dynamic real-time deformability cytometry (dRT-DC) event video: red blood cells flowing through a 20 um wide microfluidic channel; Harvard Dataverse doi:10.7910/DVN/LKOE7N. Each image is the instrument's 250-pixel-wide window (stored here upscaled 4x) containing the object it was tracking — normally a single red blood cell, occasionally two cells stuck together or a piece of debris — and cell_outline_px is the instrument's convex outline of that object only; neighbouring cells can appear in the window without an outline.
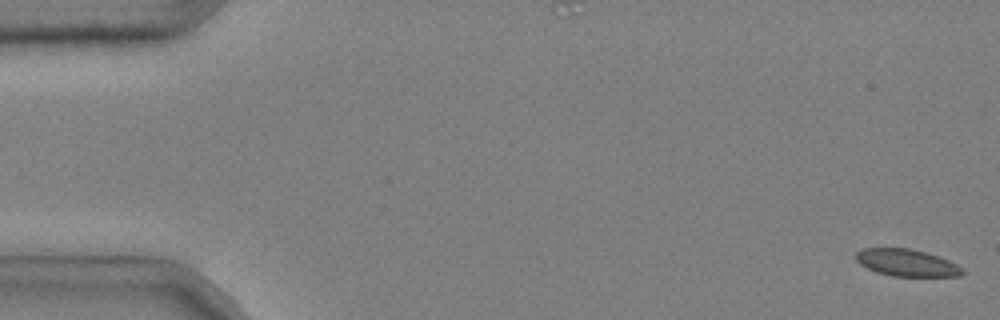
{"species": "common noctule bat (a hibernating species)", "species_latin": "Nyctalus noctula", "temperature_condition": "cold", "stored_images_in_passage": 13, "camera_frame_rate_fps": 3000, "um_per_image_px": 0.085, "animal": {"sex": "male", "body_mass_g": 20.4}, "frame": {"image": 1, "passage_image": 1, "time_ms": 0.0, "image_size_px": [1000, 320], "cell_outline_px": [[964, 272], [960, 276], [892, 276], [876, 272], [860, 264], [856, 260], [856, 252], [864, 248], [908, 248], [924, 252], [948, 260], [964, 268]], "centroid_in_image_um": [77.06, 22.34], "position_along_channel_um": 7.9, "area_um2": 16.65}}